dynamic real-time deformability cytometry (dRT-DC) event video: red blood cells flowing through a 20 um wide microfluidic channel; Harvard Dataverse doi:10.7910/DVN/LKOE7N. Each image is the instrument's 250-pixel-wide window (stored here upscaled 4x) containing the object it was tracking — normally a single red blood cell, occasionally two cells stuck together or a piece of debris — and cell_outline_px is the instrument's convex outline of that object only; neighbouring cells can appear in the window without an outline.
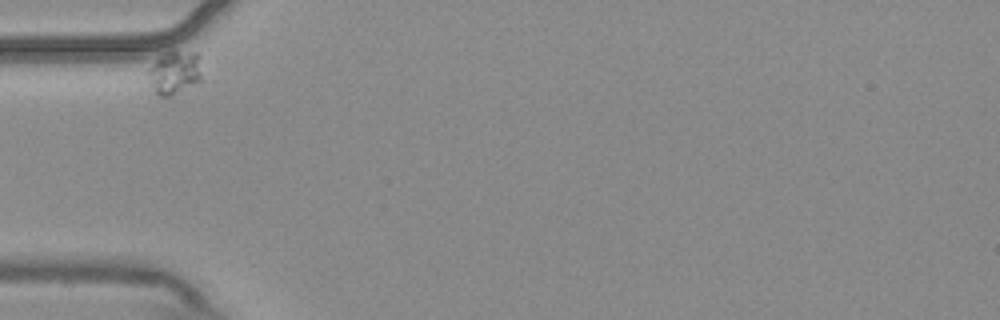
{"species": "common noctule bat (a hibernating species)", "species_latin": "Nyctalus noctula", "temperature_condition": "warm", "stored_images_in_passage": 2, "camera_frame_rate_fps": 3000, "um_per_image_px": 0.085, "animal": {"sex": "male", "body_mass_g": 20.4}, "frame": {"image": 1, "passage_image": 1, "time_ms": 0.0, "image_size_px": [1000, 320], "cell_outline_px": [[200, 84], [168, 96], [160, 96], [156, 92], [148, 72], [148, 68], [160, 52], [168, 48], [176, 48], [196, 52], [200, 56]], "centroid_in_image_um": [14.87, 6.05], "position_along_channel_um": 70.1, "area_um2": 14.16}}